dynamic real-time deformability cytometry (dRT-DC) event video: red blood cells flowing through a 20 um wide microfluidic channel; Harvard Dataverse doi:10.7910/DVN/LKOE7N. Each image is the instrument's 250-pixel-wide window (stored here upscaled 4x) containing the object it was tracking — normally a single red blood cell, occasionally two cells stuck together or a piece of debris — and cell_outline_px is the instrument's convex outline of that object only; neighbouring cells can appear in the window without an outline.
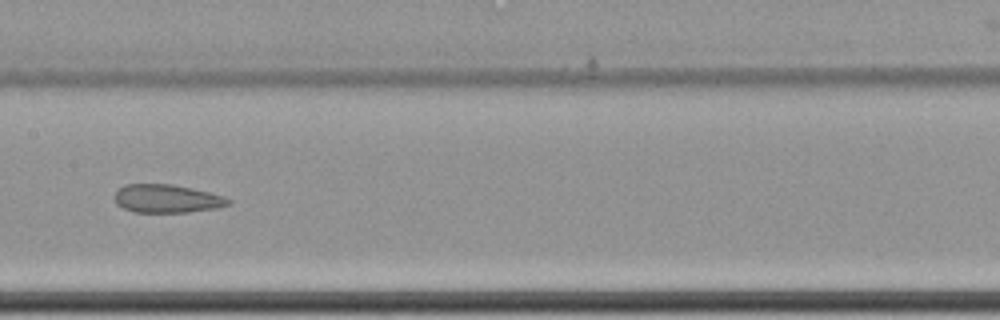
{"species": "common noctule bat (a hibernating species)", "species_latin": "Nyctalus noctula", "temperature_condition": "cold", "stored_images_in_passage": 10, "camera_frame_rate_fps": 3000, "um_per_image_px": 0.085, "animal": {"sex": "female", "body_mass_g": 22.7, "forearm_length_mm": 54.2}, "frame": {"image": 1, "passage_image": 9, "time_ms": 2.667, "image_size_px": [1000, 320], "cell_outline_px": [[232, 204], [220, 208], [188, 212], [132, 212], [116, 204], [116, 192], [124, 184], [172, 184], [192, 188], [208, 192], [232, 200]], "centroid_in_image_um": [14.21, 16.89], "position_along_channel_um": 193.2, "area_um2": 18.73}}
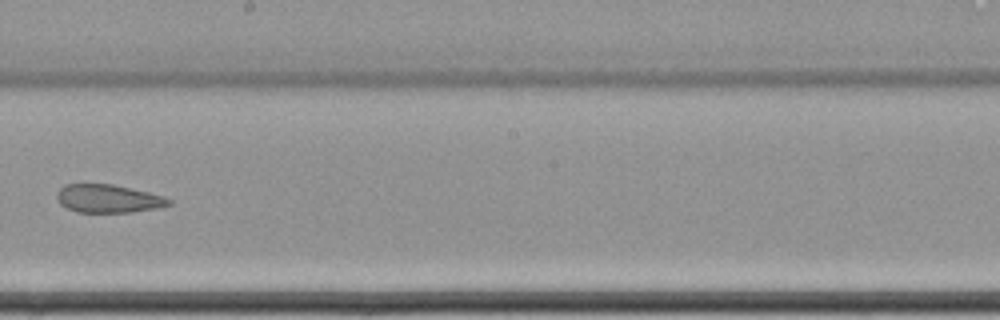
{"frame": {"image": 2, "passage_image": 10, "time_ms": 3.0, "image_size_px": [1000, 320], "cell_outline_px": [[172, 204], [160, 208], [132, 212], [76, 212], [60, 204], [56, 200], [56, 192], [64, 184], [112, 184], [148, 192], [164, 196], [172, 200]], "centroid_in_image_um": [9.2, 16.88], "position_along_channel_um": 239.0, "area_um2": 18.55}}